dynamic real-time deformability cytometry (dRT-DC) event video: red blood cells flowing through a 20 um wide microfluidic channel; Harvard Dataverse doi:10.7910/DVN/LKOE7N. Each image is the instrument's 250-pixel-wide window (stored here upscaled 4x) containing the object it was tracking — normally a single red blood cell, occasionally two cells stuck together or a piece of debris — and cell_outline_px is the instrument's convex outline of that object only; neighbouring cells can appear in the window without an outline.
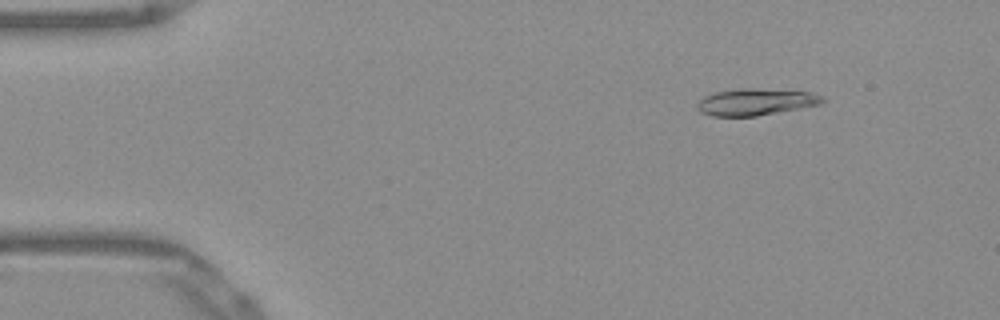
{"species": "Egyptian fruit bat (a non-hibernating species)", "species_latin": "Rousettus aegyptiacus", "temperature_condition": "warm", "stored_images_in_passage": 51, "camera_frame_rate_fps": 3000, "um_per_image_px": 0.085, "frame": {"image": 1, "passage_image": 6, "time_ms": 1.667, "image_size_px": [1000, 320], "cell_outline_px": [[824, 100], [820, 104], [756, 116], [712, 116], [700, 112], [696, 108], [696, 104], [704, 96], [716, 92], [740, 88], [756, 88], [812, 92], [824, 96]], "centroid_in_image_um": [64.21, 8.66], "position_along_channel_um": 20.8, "area_um2": 19.48}}
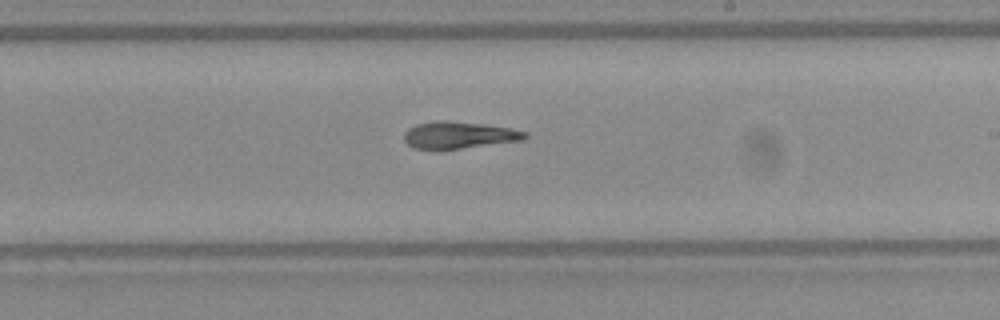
{"frame": {"image": 2, "passage_image": 30, "time_ms": 9.667, "image_size_px": [1000, 320], "cell_outline_px": [[528, 136], [524, 140], [460, 148], [412, 148], [404, 140], [404, 132], [408, 128], [416, 124], [436, 120], [448, 120], [484, 124], [512, 128], [528, 132]], "centroid_in_image_um": [39.03, 11.45], "position_along_channel_um": 250.0, "area_um2": 18.9}}
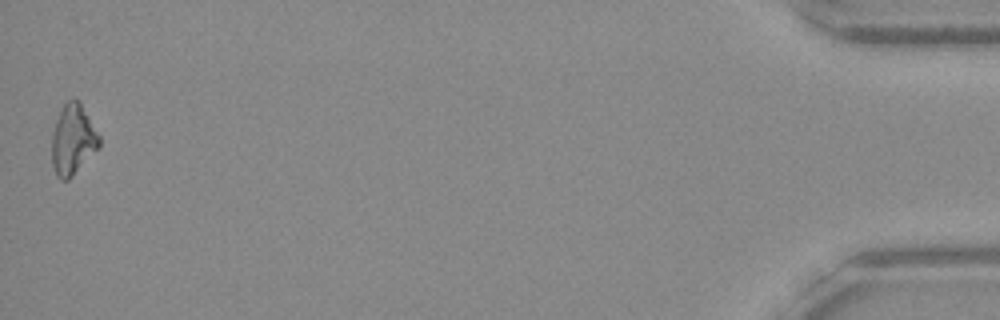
{"frame": {"image": 3, "passage_image": 51, "time_ms": 16.667, "image_size_px": [1000, 320], "cell_outline_px": [[100, 148], [68, 180], [60, 180], [56, 176], [52, 164], [52, 136], [56, 120], [64, 104], [72, 96], [80, 100], [100, 136]], "centroid_in_image_um": [6.21, 11.86], "position_along_channel_um": 429.0, "area_um2": 19.71}, "authors_computed_cell_mechanics": {"area_um2": 19.4208, "velocity_mm_per_s": 3.9065, "shape_relaxation_time_tau1_ms": 9.7951, "shape_relaxation_time_tau2_ms": 4.5042, "deformation_change_tau1": 0.2406, "deformation_change_tau2": 0.1215}}